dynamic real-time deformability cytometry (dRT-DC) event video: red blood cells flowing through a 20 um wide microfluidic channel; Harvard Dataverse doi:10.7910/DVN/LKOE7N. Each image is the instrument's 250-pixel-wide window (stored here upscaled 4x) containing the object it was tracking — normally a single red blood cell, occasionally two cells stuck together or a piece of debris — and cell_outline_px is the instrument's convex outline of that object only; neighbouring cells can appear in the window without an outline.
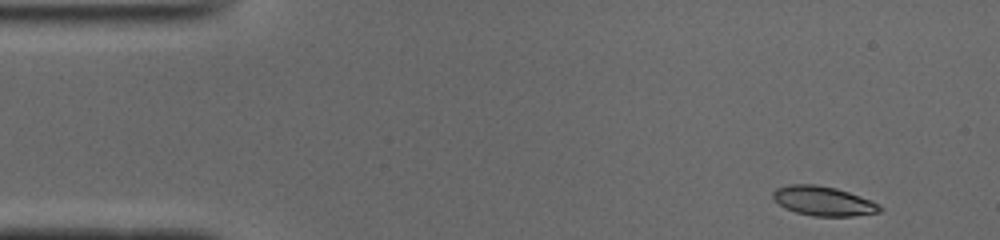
{"species": "common noctule bat (a hibernating species)", "species_latin": "Nyctalus noctula", "temperature_condition": "cold", "stored_images_in_passage": 47, "camera_frame_rate_fps": 3000, "um_per_image_px": 0.085, "animal": {"sex": "male", "body_mass_g": 19.0, "forearm_length_mm": 50.8}, "frame": {"image": 1, "passage_image": 1, "time_ms": 0.0, "image_size_px": [1000, 240], "cell_outline_px": [[884, 208], [880, 212], [852, 216], [812, 216], [796, 212], [784, 208], [772, 196], [772, 192], [776, 188], [788, 184], [816, 184], [836, 188], [872, 200], [880, 204]], "centroid_in_image_um": [70.0, 17.08], "position_along_channel_um": 15.0, "area_um2": 18.44}}
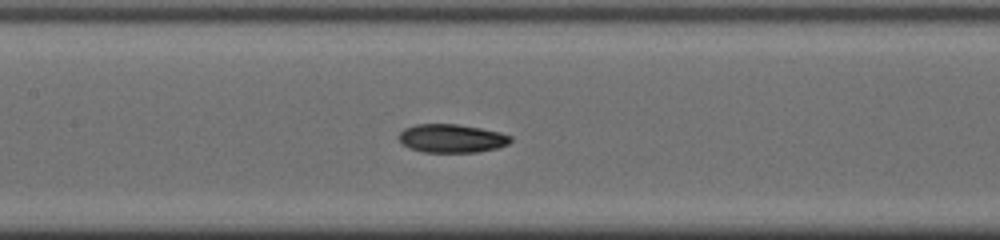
{"frame": {"image": 2, "passage_image": 20, "time_ms": 6.333, "image_size_px": [1000, 240], "cell_outline_px": [[512, 140], [508, 144], [496, 148], [476, 152], [424, 152], [408, 148], [400, 144], [396, 136], [404, 128], [416, 124], [456, 124], [480, 128], [500, 132], [512, 136]], "centroid_in_image_um": [38.34, 11.76], "position_along_channel_um": 169.1, "area_um2": 18.73}}
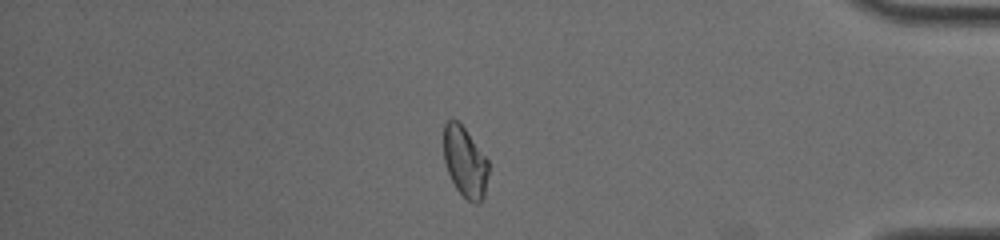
{"frame": {"image": 3, "passage_image": 40, "time_ms": 13.0, "image_size_px": [1000, 240], "cell_outline_px": [[488, 172], [484, 196], [480, 204], [476, 204], [468, 200], [456, 188], [448, 172], [444, 160], [444, 124], [448, 120], [456, 120], [464, 128], [488, 160]], "centroid_in_image_um": [39.53, 13.79], "position_along_channel_um": 395.7, "area_um2": 18.09}, "authors_computed_cell_mechanics": {"area_um2": 18.6694, "velocity_mm_per_s": 3.9271, "shape_relaxation_time_tau1_ms": null, "shape_relaxation_time_tau2_ms": 4.1459, "deformation_change_tau1": null, "deformation_change_tau2": 0.0918}}